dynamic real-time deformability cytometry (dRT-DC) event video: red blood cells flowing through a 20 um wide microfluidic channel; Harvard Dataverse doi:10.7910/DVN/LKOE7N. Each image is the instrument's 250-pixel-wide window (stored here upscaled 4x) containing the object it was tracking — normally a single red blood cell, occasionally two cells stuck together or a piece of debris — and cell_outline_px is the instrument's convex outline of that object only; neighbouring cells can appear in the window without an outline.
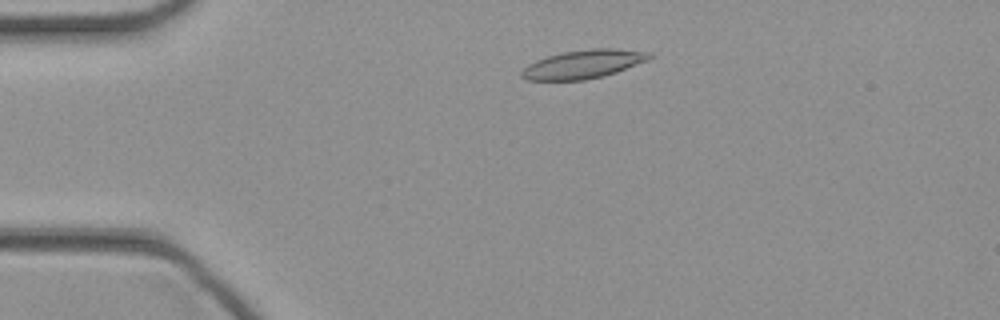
{"species": "common noctule bat (a hibernating species)", "species_latin": "Nyctalus noctula", "temperature_condition": "cold", "stored_images_in_passage": 42, "camera_frame_rate_fps": 3000, "um_per_image_px": 0.085, "animal": {"sex": "female", "body_mass_g": 21.9}, "frame": {"image": 1, "passage_image": 6, "time_ms": 1.667, "image_size_px": [1000, 320], "cell_outline_px": [[652, 56], [648, 60], [616, 72], [604, 76], [584, 80], [528, 80], [520, 76], [520, 72], [528, 64], [536, 60], [560, 52], [592, 48], [616, 48], [652, 52]], "centroid_in_image_um": [49.59, 5.44], "position_along_channel_um": 35.4, "area_um2": 21.39}}
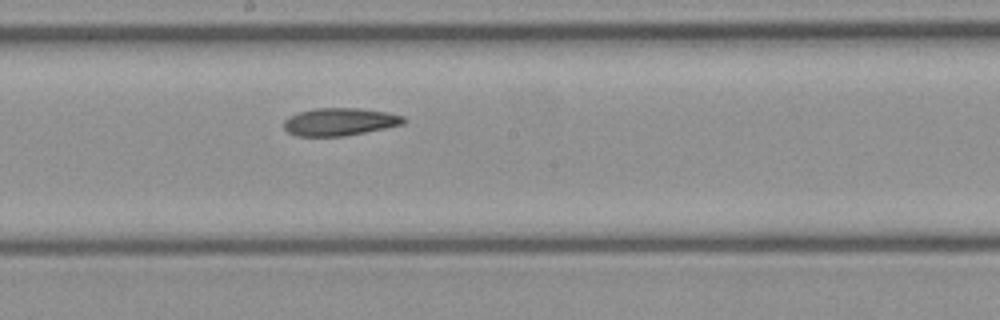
{"frame": {"image": 2, "passage_image": 21, "time_ms": 6.667, "image_size_px": [1000, 320], "cell_outline_px": [[408, 120], [404, 124], [344, 136], [296, 136], [288, 132], [284, 128], [284, 120], [288, 116], [300, 112], [316, 108], [356, 108], [388, 112], [404, 116]], "centroid_in_image_um": [28.88, 10.35], "position_along_channel_um": 219.3, "area_um2": 19.31}}
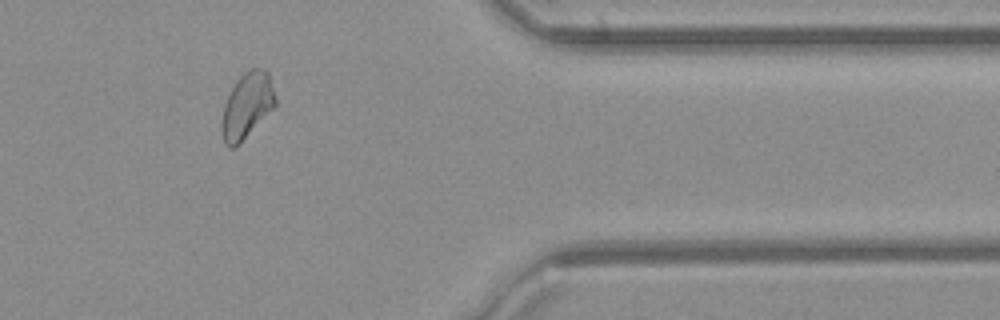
{"frame": {"image": 3, "passage_image": 34, "time_ms": 11.0, "image_size_px": [1000, 320], "cell_outline_px": [[276, 104], [240, 144], [236, 148], [228, 148], [224, 144], [220, 124], [224, 104], [236, 80], [248, 68], [260, 68], [268, 72], [276, 100]], "centroid_in_image_um": [20.95, 9.0], "position_along_channel_um": 390.4, "area_um2": 20.52}}